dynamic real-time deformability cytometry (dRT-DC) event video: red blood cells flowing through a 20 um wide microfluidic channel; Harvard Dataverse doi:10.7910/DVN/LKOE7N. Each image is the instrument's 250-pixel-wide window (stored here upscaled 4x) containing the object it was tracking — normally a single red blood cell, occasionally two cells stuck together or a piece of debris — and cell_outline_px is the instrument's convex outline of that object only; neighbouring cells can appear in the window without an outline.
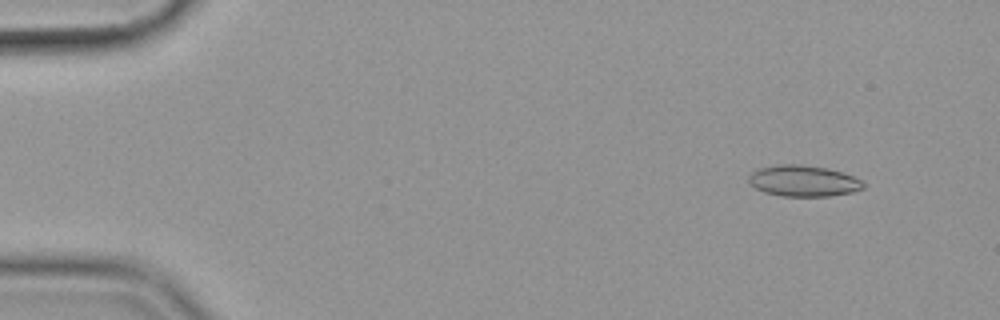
{"species": "common noctule bat (a hibernating species)", "species_latin": "Nyctalus noctula", "temperature_condition": "cold", "stored_images_in_passage": 56, "camera_frame_rate_fps": 3000, "um_per_image_px": 0.085, "animal": {"sex": "female", "body_mass_g": 19.9}, "frame": {"image": 1, "passage_image": 5, "time_ms": 1.333, "image_size_px": [1000, 320], "cell_outline_px": [[864, 188], [852, 192], [828, 196], [784, 196], [764, 192], [756, 188], [748, 180], [748, 176], [752, 172], [760, 168], [776, 164], [800, 164], [828, 168], [852, 176], [860, 180], [864, 184]], "centroid_in_image_um": [68.27, 15.37], "position_along_channel_um": 16.7, "area_um2": 20.63}}
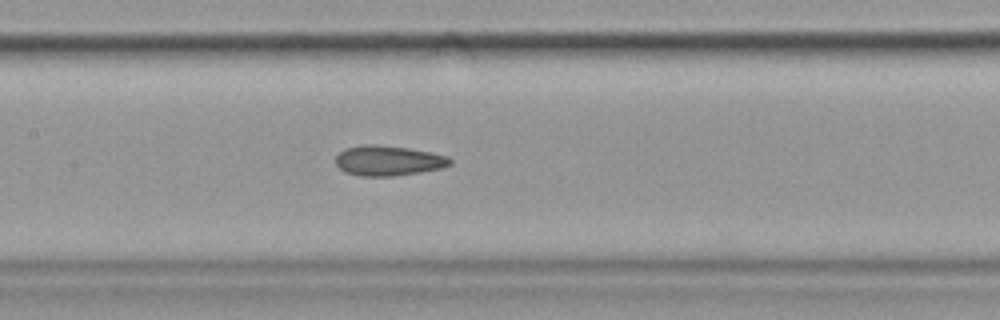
{"frame": {"image": 2, "passage_image": 27, "time_ms": 8.667, "image_size_px": [1000, 320], "cell_outline_px": [[452, 164], [440, 168], [420, 172], [392, 176], [360, 176], [344, 172], [336, 164], [336, 156], [344, 148], [364, 144], [376, 144], [408, 148], [448, 156], [452, 160]], "centroid_in_image_um": [32.98, 13.65], "position_along_channel_um": 174.4, "area_um2": 20.06}}
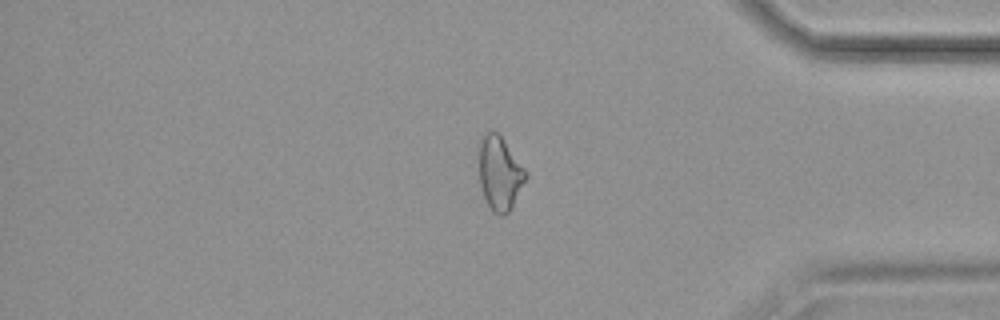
{"frame": {"image": 3, "passage_image": 47, "time_ms": 15.333, "image_size_px": [1000, 320], "cell_outline_px": [[528, 176], [508, 212], [504, 216], [500, 216], [492, 212], [484, 196], [480, 184], [476, 144], [488, 132], [496, 132], [500, 136], [528, 172]], "centroid_in_image_um": [42.44, 14.72], "position_along_channel_um": 392.8, "area_um2": 20.23}, "authors_computed_cell_mechanics": {"area_um2": 20.4323, "velocity_mm_per_s": 3.5949, "shape_relaxation_time_tau1_ms": null, "shape_relaxation_time_tau2_ms": 4.2826, "deformation_change_tau1": null, "deformation_change_tau2": 0.1132}}